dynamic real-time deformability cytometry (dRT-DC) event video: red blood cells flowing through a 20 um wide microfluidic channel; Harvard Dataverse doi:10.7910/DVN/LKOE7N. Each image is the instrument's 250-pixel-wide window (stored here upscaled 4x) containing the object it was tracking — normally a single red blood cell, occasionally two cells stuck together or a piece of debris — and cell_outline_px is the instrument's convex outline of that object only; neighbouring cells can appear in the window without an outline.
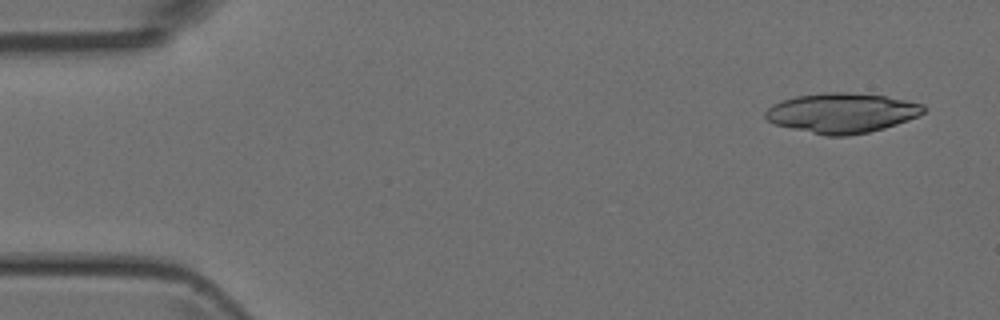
{"species": "Egyptian fruit bat (a non-hibernating species)", "species_latin": "Rousettus aegyptiacus", "temperature_condition": "room temperature", "stored_images_in_passage": 4, "camera_frame_rate_fps": 3000, "um_per_image_px": 0.085, "animal": {"sex": "female"}, "frame": {"image": 1, "passage_image": 1, "time_ms": 0.0, "image_size_px": [1000, 320], "cell_outline_px": [[928, 108], [924, 112], [908, 120], [884, 128], [868, 132], [848, 136], [828, 136], [792, 128], [776, 124], [768, 120], [764, 116], [764, 112], [772, 104], [780, 100], [796, 96], [824, 92], [848, 92], [884, 96], [924, 104]], "centroid_in_image_um": [71.55, 9.59], "position_along_channel_um": 13.5, "area_um2": 36.65}}